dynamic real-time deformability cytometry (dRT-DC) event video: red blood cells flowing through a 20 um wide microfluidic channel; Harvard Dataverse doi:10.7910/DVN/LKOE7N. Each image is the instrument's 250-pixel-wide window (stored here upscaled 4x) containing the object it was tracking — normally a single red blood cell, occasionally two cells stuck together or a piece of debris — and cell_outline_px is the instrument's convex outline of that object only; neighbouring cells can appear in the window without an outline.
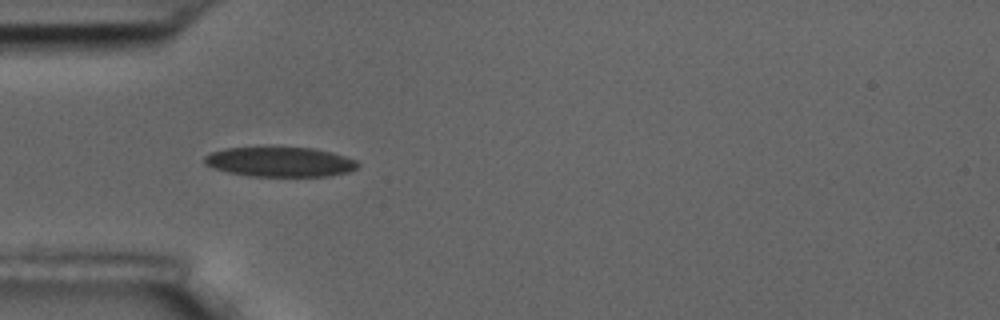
{"species": "common noctule bat (a hibernating species)", "species_latin": "Nyctalus noctula", "temperature_condition": "room temperature", "stored_images_in_passage": 19, "camera_frame_rate_fps": 3000, "um_per_image_px": 0.085, "animal": {"sex": "male", "body_mass_g": 17.5, "forearm_length_mm": 52.3}, "frame": {"image": 1, "passage_image": 6, "time_ms": 1.667, "image_size_px": [1000, 320], "cell_outline_px": [[360, 164], [356, 168], [348, 172], [324, 176], [248, 176], [228, 172], [204, 164], [204, 156], [212, 152], [224, 148], [312, 148], [332, 152], [356, 160]], "centroid_in_image_um": [23.8, 13.76], "position_along_channel_um": 61.2, "area_um2": 26.3}}